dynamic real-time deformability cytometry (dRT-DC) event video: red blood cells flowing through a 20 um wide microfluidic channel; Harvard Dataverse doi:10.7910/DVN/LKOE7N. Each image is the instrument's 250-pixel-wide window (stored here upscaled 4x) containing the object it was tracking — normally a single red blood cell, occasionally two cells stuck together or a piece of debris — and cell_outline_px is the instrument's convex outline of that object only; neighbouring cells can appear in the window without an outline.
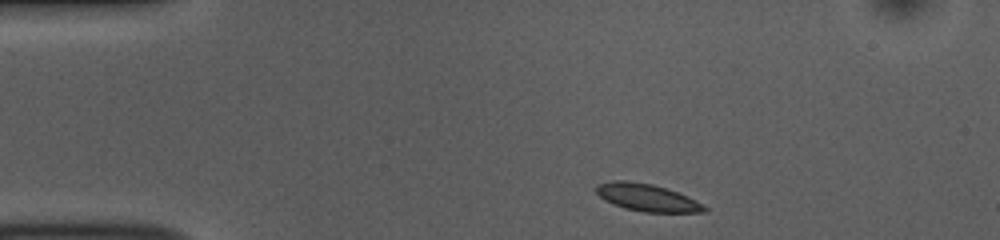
{"species": "common noctule bat (a hibernating species)", "species_latin": "Nyctalus noctula", "temperature_condition": "room temperature", "stored_images_in_passage": 45, "camera_frame_rate_fps": 3000, "um_per_image_px": 0.085, "animal": {"sex": "female", "body_mass_g": 10.0, "forearm_length_mm": 53.1}, "frame": {"image": 1, "passage_image": 1, "time_ms": 0.0, "image_size_px": [1000, 240], "cell_outline_px": [[708, 212], [644, 212], [624, 208], [604, 200], [596, 192], [596, 184], [616, 180], [628, 180], [652, 184], [688, 196], [704, 204], [708, 208]], "centroid_in_image_um": [55.01, 16.79], "position_along_channel_um": 30.0, "area_um2": 17.22}}
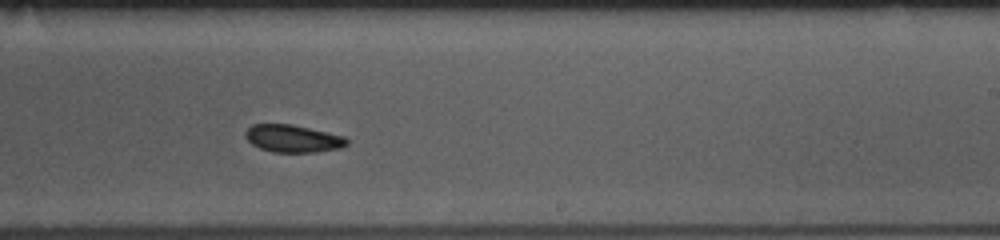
{"frame": {"image": 2, "passage_image": 24, "time_ms": 7.667, "image_size_px": [1000, 240], "cell_outline_px": [[348, 144], [340, 148], [316, 152], [272, 152], [260, 148], [252, 144], [244, 136], [244, 132], [252, 124], [292, 124], [344, 136], [348, 140]], "centroid_in_image_um": [24.88, 11.77], "position_along_channel_um": 264.1, "area_um2": 16.24}}
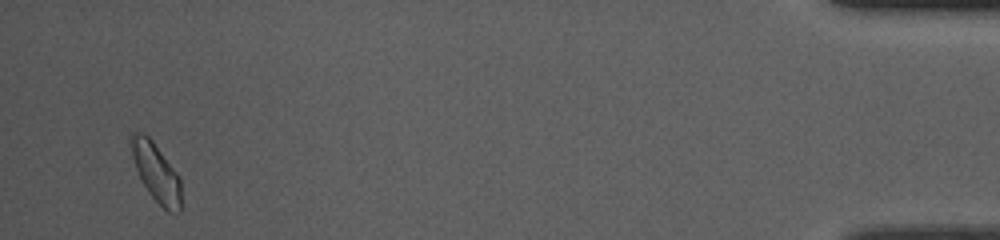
{"frame": {"image": 3, "passage_image": 43, "time_ms": 14.0, "image_size_px": [1000, 240], "cell_outline_px": [[180, 212], [168, 212], [148, 192], [136, 168], [128, 144], [128, 136], [132, 132], [140, 132], [148, 136], [152, 140], [180, 176]], "centroid_in_image_um": [13.24, 14.59], "position_along_channel_um": 422.0, "area_um2": 16.99}, "authors_computed_cell_mechanics": {"area_um2": 16.8198, "velocity_mm_per_s": 3.7234, "shape_relaxation_time_tau1_ms": 2.3259, "shape_relaxation_time_tau2_ms": 4.0634, "deformation_change_tau1": 0.0623, "deformation_change_tau2": 0.0666}}